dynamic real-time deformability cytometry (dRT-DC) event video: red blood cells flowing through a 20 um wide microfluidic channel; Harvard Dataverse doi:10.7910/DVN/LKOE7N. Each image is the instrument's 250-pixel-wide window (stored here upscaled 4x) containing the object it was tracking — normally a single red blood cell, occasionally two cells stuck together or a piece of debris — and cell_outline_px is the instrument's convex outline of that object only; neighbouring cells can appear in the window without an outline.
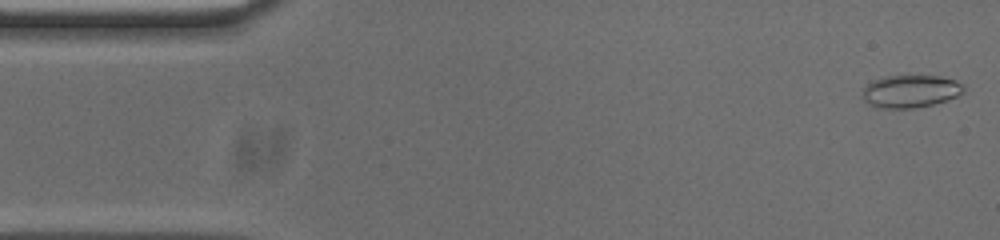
{"species": "common noctule bat (a hibernating species)", "species_latin": "Nyctalus noctula", "temperature_condition": "cold", "stored_images_in_passage": 52, "camera_frame_rate_fps": 3000, "um_per_image_px": 0.085, "animal": {"sex": "male", "body_mass_g": 20.0, "forearm_length_mm": 53.3}, "frame": {"image": 1, "passage_image": 1, "time_ms": 0.0, "image_size_px": [1000, 240], "cell_outline_px": [[964, 92], [956, 96], [932, 104], [916, 108], [880, 108], [868, 104], [864, 100], [864, 88], [872, 80], [884, 76], [940, 76], [956, 80], [964, 84]], "centroid_in_image_um": [77.4, 7.75], "position_along_channel_um": 7.6, "area_um2": 19.13}}
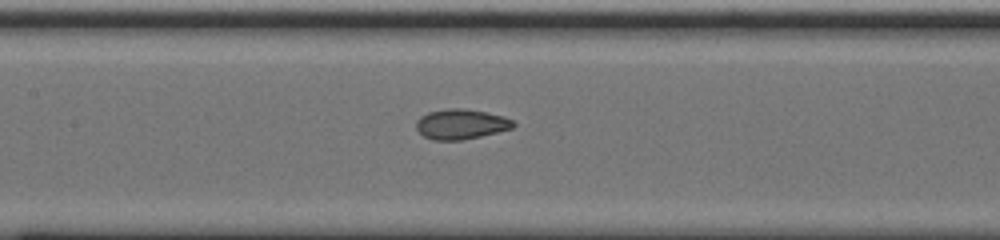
{"frame": {"image": 2, "passage_image": 23, "time_ms": 7.333, "image_size_px": [1000, 240], "cell_outline_px": [[516, 124], [512, 128], [464, 140], [432, 140], [424, 136], [416, 128], [416, 120], [420, 116], [428, 112], [448, 108], [464, 108], [504, 116], [512, 120]], "centroid_in_image_um": [39.16, 10.55], "position_along_channel_um": 168.2, "area_um2": 16.99}}
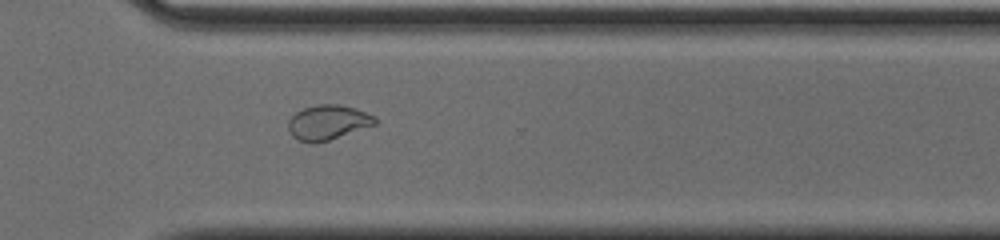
{"frame": {"image": 3, "passage_image": 37, "time_ms": 12.0, "image_size_px": [1000, 240], "cell_outline_px": [[376, 124], [328, 140], [312, 144], [300, 140], [292, 136], [288, 128], [288, 120], [296, 112], [304, 108], [320, 104], [340, 104], [356, 108], [376, 116]], "centroid_in_image_um": [27.87, 10.39], "position_along_channel_um": 342.7, "area_um2": 17.51}, "authors_computed_cell_mechanics": {"area_um2": 18.2937, "velocity_mm_per_s": 3.7404, "shape_relaxation_time_tau1_ms": null, "shape_relaxation_time_tau2_ms": 0.9689, "deformation_change_tau1": null, "deformation_change_tau2": 0.0608}}